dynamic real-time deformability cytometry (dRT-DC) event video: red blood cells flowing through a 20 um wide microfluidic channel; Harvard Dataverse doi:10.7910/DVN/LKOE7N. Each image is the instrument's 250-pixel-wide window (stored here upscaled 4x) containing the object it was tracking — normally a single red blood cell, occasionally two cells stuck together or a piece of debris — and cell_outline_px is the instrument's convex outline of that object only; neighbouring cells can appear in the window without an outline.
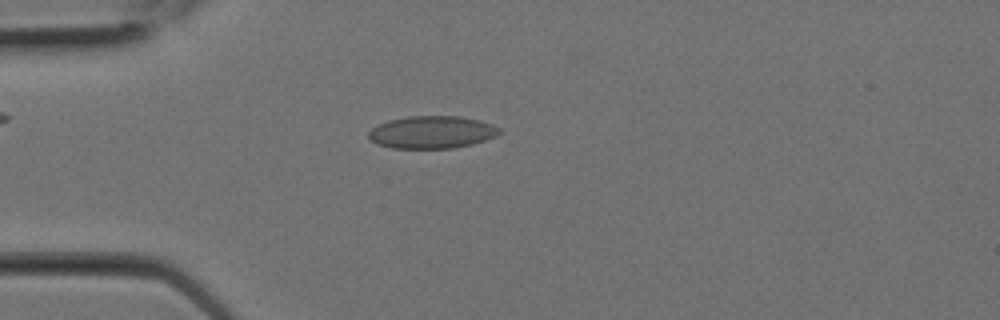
{"species": "Egyptian fruit bat (a non-hibernating species)", "species_latin": "Rousettus aegyptiacus", "temperature_condition": "room temperature", "stored_images_in_passage": 7, "camera_frame_rate_fps": 3000, "um_per_image_px": 0.085, "animal": {"sex": "female"}, "frame": {"image": 1, "passage_image": 5, "time_ms": 1.333, "image_size_px": [1000, 320], "cell_outline_px": [[500, 132], [496, 136], [472, 144], [452, 148], [392, 148], [376, 144], [368, 136], [368, 132], [372, 128], [388, 120], [408, 116], [460, 116], [480, 120], [492, 124], [500, 128]], "centroid_in_image_um": [36.71, 11.23], "position_along_channel_um": 48.3, "area_um2": 24.74}}
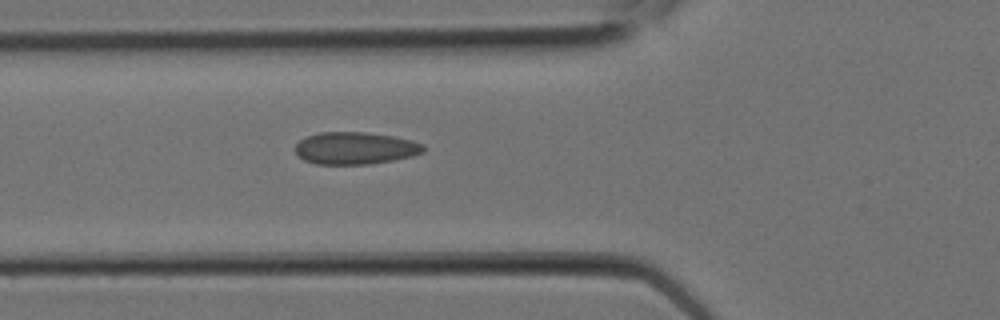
{"frame": {"image": 2, "passage_image": 7, "time_ms": 2.0, "image_size_px": [1000, 320], "cell_outline_px": [[424, 152], [412, 156], [392, 160], [368, 164], [316, 164], [304, 160], [296, 152], [296, 144], [300, 140], [308, 136], [320, 132], [364, 132], [392, 136], [412, 140], [424, 144]], "centroid_in_image_um": [30.21, 12.59], "position_along_channel_um": 95.6, "area_um2": 23.93}}